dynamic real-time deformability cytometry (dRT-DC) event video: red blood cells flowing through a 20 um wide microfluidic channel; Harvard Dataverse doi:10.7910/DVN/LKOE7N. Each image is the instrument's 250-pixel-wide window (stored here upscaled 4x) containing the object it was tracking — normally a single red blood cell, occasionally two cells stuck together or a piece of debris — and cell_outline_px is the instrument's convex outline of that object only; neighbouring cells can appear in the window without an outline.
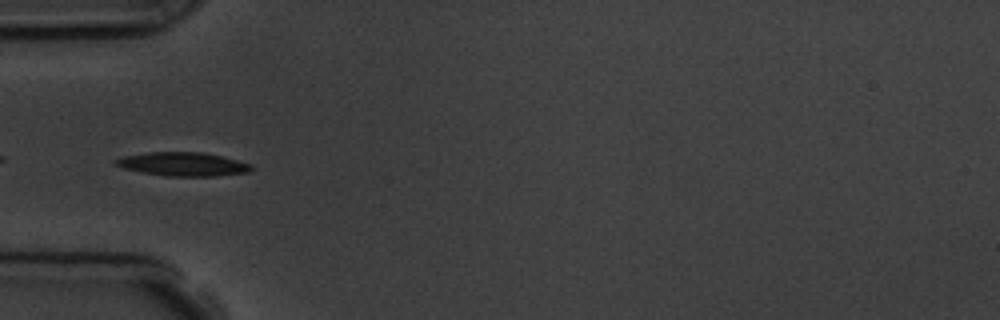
{"species": "common noctule bat (a hibernating species)", "species_latin": "Nyctalus noctula", "temperature_condition": "room temperature", "stored_images_in_passage": 7, "camera_frame_rate_fps": 3000, "um_per_image_px": 0.085, "animal": {"sex": "male", "body_mass_g": 19.5, "forearm_length_mm": 54.6}, "frame": {"image": 1, "passage_image": 3, "time_ms": 2.333, "image_size_px": [1000, 320], "cell_outline_px": [[252, 168], [248, 172], [216, 176], [164, 176], [124, 168], [112, 164], [112, 160], [120, 156], [148, 152], [204, 152], [252, 164]], "centroid_in_image_um": [15.48, 13.94], "position_along_channel_um": 69.5, "area_um2": 18.79}}